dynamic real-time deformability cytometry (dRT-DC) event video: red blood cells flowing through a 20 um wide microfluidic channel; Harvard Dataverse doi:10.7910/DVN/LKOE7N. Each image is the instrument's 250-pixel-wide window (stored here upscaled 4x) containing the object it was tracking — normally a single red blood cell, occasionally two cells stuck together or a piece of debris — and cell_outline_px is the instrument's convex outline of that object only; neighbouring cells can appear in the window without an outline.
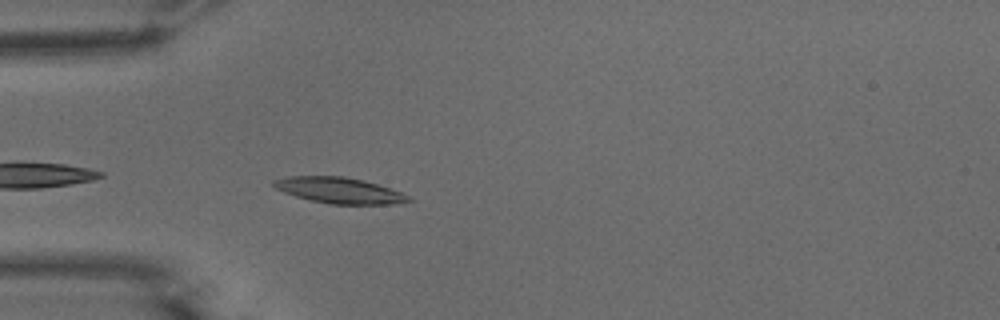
{"species": "common noctule bat (a hibernating species)", "species_latin": "Nyctalus noctula", "temperature_condition": "warm", "stored_images_in_passage": 30, "camera_frame_rate_fps": 3000, "um_per_image_px": 0.085, "animal": {"sex": "male", "body_mass_g": 15.6}, "frame": {"image": 1, "passage_image": 2, "time_ms": 0.333, "image_size_px": [1000, 320], "cell_outline_px": [[416, 200], [392, 204], [332, 204], [312, 200], [296, 196], [284, 192], [276, 188], [272, 184], [272, 180], [288, 176], [344, 176], [364, 180], [400, 192]], "centroid_in_image_um": [28.83, 16.17], "position_along_channel_um": 56.2, "area_um2": 20.17}}
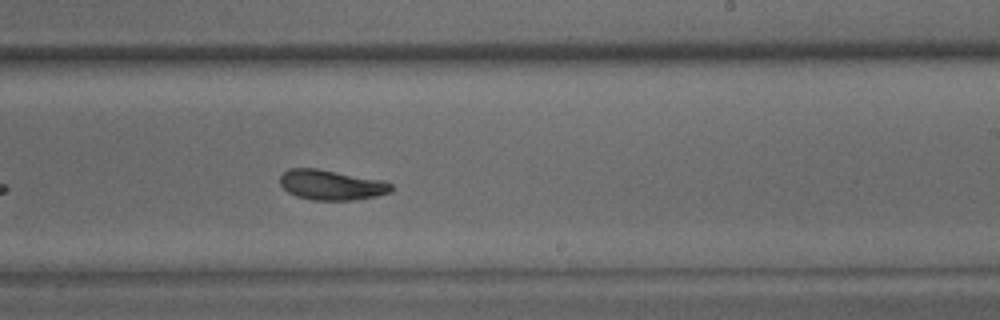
{"frame": {"image": 2, "passage_image": 19, "time_ms": 6.0, "image_size_px": [1000, 320], "cell_outline_px": [[392, 192], [376, 196], [352, 200], [312, 200], [296, 196], [288, 192], [280, 184], [280, 176], [288, 168], [316, 168], [384, 180], [392, 184]], "centroid_in_image_um": [28.17, 15.71], "position_along_channel_um": 260.8, "area_um2": 19.59}}
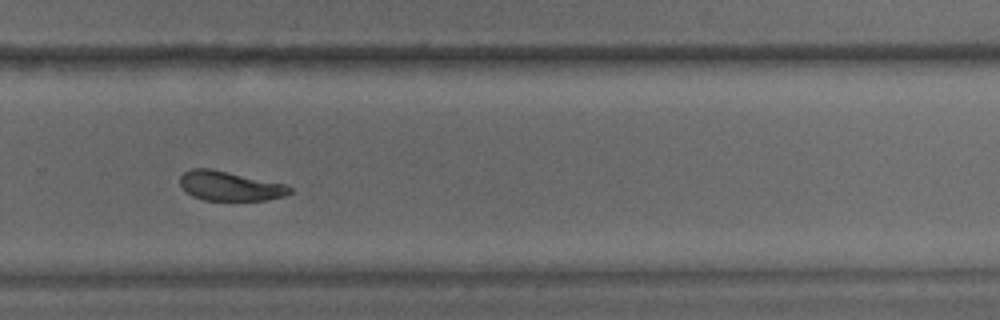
{"frame": {"image": 3, "passage_image": 23, "time_ms": 7.333, "image_size_px": [1000, 320], "cell_outline_px": [[292, 192], [284, 196], [264, 200], [204, 200], [192, 196], [180, 184], [180, 176], [184, 172], [192, 168], [212, 168], [284, 184], [292, 188]], "centroid_in_image_um": [19.53, 15.8], "position_along_channel_um": 310.3, "area_um2": 18.73}, "authors_computed_cell_mechanics": {"area_um2": 19.5653, "velocity_mm_per_s": 3.7139, "shape_relaxation_time_tau1_ms": 2.2287, "shape_relaxation_time_tau2_ms": 4.2073, "deformation_change_tau1": 0.1142, "deformation_change_tau2": 0.1098}}